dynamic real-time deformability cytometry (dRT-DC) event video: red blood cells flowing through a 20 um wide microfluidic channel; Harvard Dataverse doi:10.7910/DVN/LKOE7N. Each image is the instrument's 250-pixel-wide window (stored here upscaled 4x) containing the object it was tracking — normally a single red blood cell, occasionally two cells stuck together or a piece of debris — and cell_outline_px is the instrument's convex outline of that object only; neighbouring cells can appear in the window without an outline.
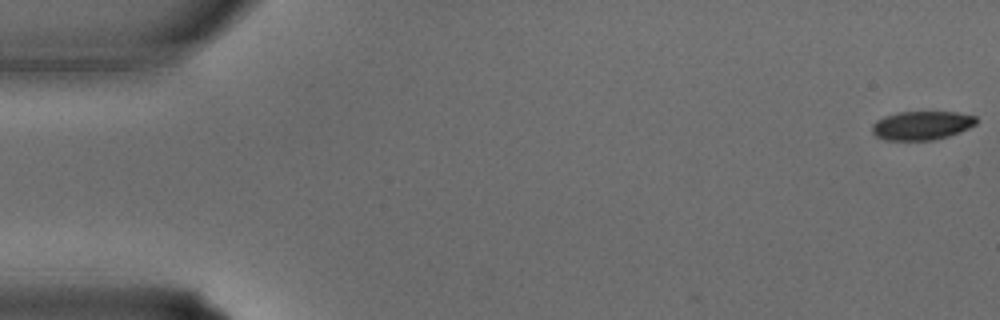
{"species": "common noctule bat (a hibernating species)", "species_latin": "Nyctalus noctula", "temperature_condition": "warm", "stored_images_in_passage": 3, "camera_frame_rate_fps": 3000, "um_per_image_px": 0.085, "animal": {"sex": "male", "body_mass_g": 15.6}, "frame": {"image": 1, "passage_image": 1, "time_ms": 0.0, "image_size_px": [1000, 320], "cell_outline_px": [[976, 124], [960, 132], [948, 136], [932, 140], [884, 140], [876, 136], [872, 132], [872, 124], [876, 120], [884, 116], [900, 112], [956, 112], [976, 116]], "centroid_in_image_um": [78.33, 10.66], "position_along_channel_um": 6.7, "area_um2": 17.46}}